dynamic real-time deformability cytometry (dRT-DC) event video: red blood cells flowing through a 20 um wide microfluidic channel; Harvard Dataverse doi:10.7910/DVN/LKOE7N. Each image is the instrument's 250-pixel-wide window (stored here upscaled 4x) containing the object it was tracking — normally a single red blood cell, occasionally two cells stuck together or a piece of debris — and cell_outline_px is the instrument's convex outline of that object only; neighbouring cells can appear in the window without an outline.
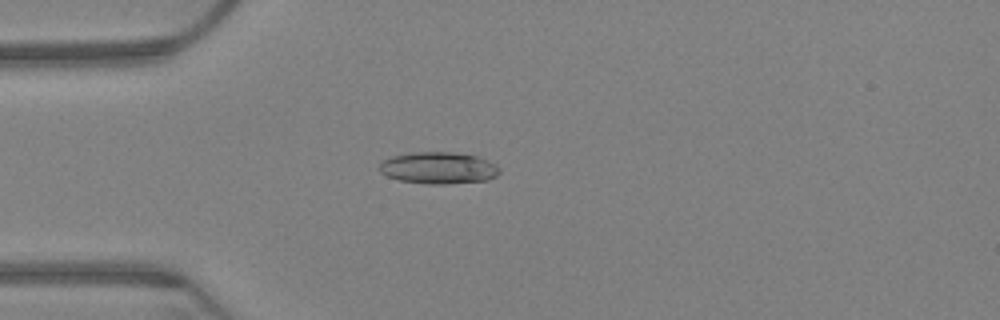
{"species": "Egyptian fruit bat (a non-hibernating species)", "species_latin": "Rousettus aegyptiacus", "temperature_condition": "warm", "stored_images_in_passage": 65, "camera_frame_rate_fps": 3000, "um_per_image_px": 0.085, "animal": {"sex": "female"}, "frame": {"image": 1, "passage_image": 18, "time_ms": 5.667, "image_size_px": [1000, 320], "cell_outline_px": [[500, 172], [496, 176], [488, 180], [444, 184], [428, 184], [400, 180], [388, 176], [380, 172], [380, 160], [392, 156], [412, 152], [452, 152], [476, 156], [488, 160], [496, 164], [500, 168]], "centroid_in_image_um": [37.28, 14.27], "position_along_channel_um": 47.7, "area_um2": 22.31}}
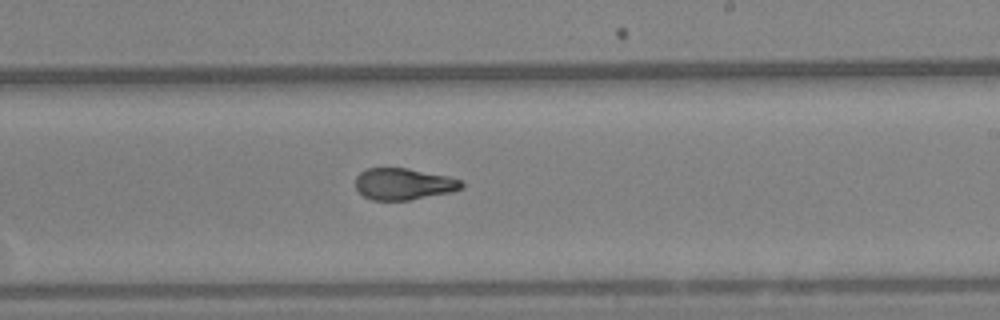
{"frame": {"image": 2, "passage_image": 39, "time_ms": 12.667, "image_size_px": [1000, 320], "cell_outline_px": [[464, 188], [452, 192], [408, 200], [372, 200], [364, 196], [356, 188], [356, 176], [360, 172], [368, 168], [408, 168], [448, 176], [464, 180]], "centroid_in_image_um": [34.35, 15.63], "position_along_channel_um": 254.7, "area_um2": 19.65}}
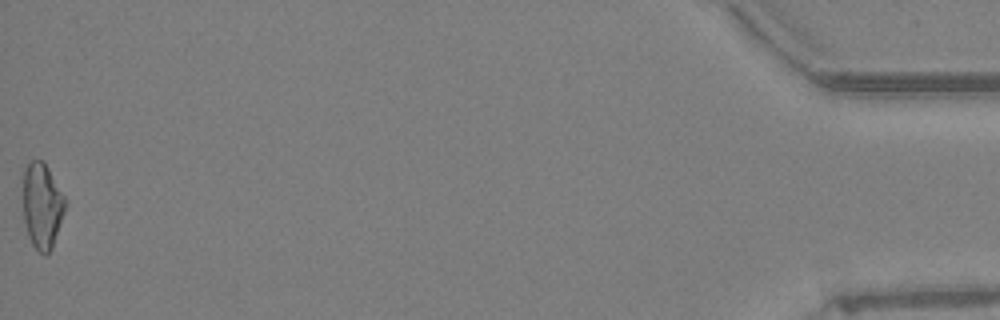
{"frame": {"image": 3, "passage_image": 65, "time_ms": 21.333, "image_size_px": [1000, 320], "cell_outline_px": [[68, 204], [52, 248], [44, 256], [32, 244], [28, 236], [24, 220], [24, 168], [32, 160], [44, 160], [68, 200]], "centroid_in_image_um": [3.63, 17.47], "position_along_channel_um": 431.6, "area_um2": 21.33}, "authors_computed_cell_mechanics": {"area_um2": 20.7502, "velocity_mm_per_s": 3.1856, "shape_relaxation_time_tau1_ms": null, "shape_relaxation_time_tau2_ms": 2.5021, "deformation_change_tau1": null, "deformation_change_tau2": 0.0762}}